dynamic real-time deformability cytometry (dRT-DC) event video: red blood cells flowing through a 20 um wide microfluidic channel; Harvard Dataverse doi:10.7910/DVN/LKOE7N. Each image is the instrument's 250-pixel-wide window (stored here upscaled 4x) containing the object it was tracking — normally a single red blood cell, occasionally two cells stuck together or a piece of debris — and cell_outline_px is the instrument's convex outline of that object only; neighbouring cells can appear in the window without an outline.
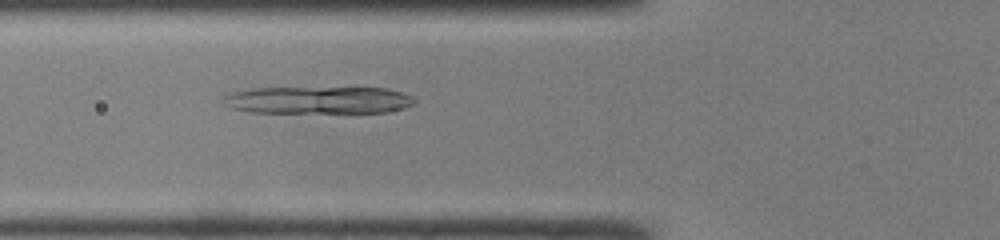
{"species": "common noctule bat (a hibernating species)", "species_latin": "Nyctalus noctula", "temperature_condition": "room temperature", "stored_images_in_passage": 44, "camera_frame_rate_fps": 3000, "um_per_image_px": 0.085, "animal": {"sex": "male", "body_mass_g": 19.0, "forearm_length_mm": 50.8}, "frame": {"image": 1, "passage_image": 14, "time_ms": 4.333, "image_size_px": [1000, 240], "cell_outline_px": [[416, 104], [404, 108], [388, 112], [352, 116], [248, 112], [232, 108], [224, 104], [224, 96], [232, 92], [252, 88], [388, 88], [412, 96], [416, 100]], "centroid_in_image_um": [27.13, 8.58], "position_along_channel_um": 98.7, "area_um2": 32.37}}
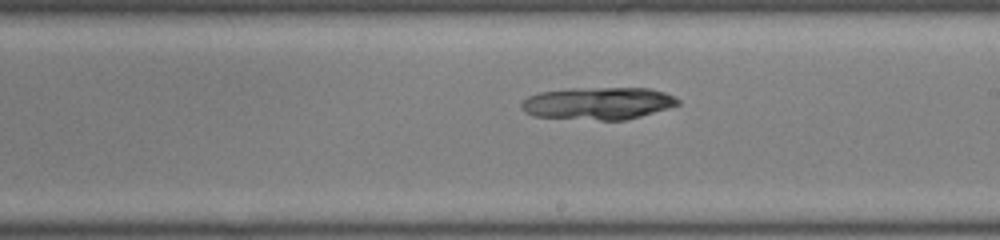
{"frame": {"image": 2, "passage_image": 24, "time_ms": 7.667, "image_size_px": [1000, 240], "cell_outline_px": [[680, 104], [668, 108], [640, 116], [624, 120], [600, 120], [532, 116], [524, 112], [520, 108], [520, 104], [528, 96], [540, 92], [568, 88], [648, 88], [664, 92], [680, 100]], "centroid_in_image_um": [50.8, 8.78], "position_along_channel_um": 238.2, "area_um2": 29.54}}
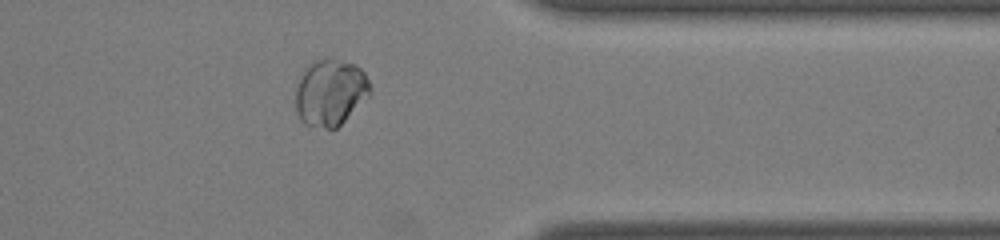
{"frame": {"image": 3, "passage_image": 35, "time_ms": 11.333, "image_size_px": [1000, 240], "cell_outline_px": [[372, 96], [332, 132], [304, 124], [300, 120], [296, 112], [296, 84], [304, 68], [308, 64], [324, 56], [356, 64], [364, 72], [372, 88]], "centroid_in_image_um": [28.09, 7.88], "position_along_channel_um": 383.3, "area_um2": 30.06}}